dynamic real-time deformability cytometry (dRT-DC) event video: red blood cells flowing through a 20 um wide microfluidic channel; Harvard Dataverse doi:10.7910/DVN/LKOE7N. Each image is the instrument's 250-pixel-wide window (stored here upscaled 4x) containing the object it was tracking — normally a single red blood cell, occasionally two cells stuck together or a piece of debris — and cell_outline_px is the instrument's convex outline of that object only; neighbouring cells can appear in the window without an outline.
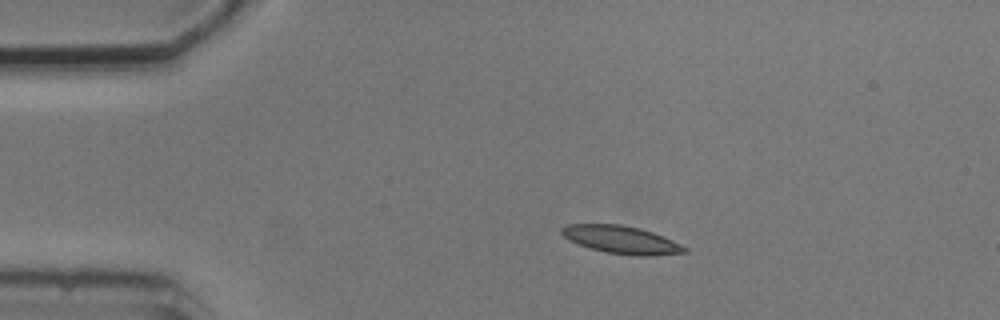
{"species": "common noctule bat (a hibernating species)", "species_latin": "Nyctalus noctula", "temperature_condition": "cold", "stored_images_in_passage": 3, "camera_frame_rate_fps": 3000, "um_per_image_px": 0.085, "animal": {"sex": "male", "body_mass_g": 20.5, "forearm_length_mm": 52.5}, "frame": {"image": 1, "passage_image": 1, "time_ms": 0.0, "image_size_px": [1000, 320], "cell_outline_px": [[688, 252], [648, 256], [636, 256], [608, 252], [592, 248], [568, 240], [560, 232], [560, 228], [568, 224], [620, 224], [640, 228], [652, 232], [672, 240], [688, 248]], "centroid_in_image_um": [52.82, 20.37], "position_along_channel_um": 32.2, "area_um2": 19.71}}
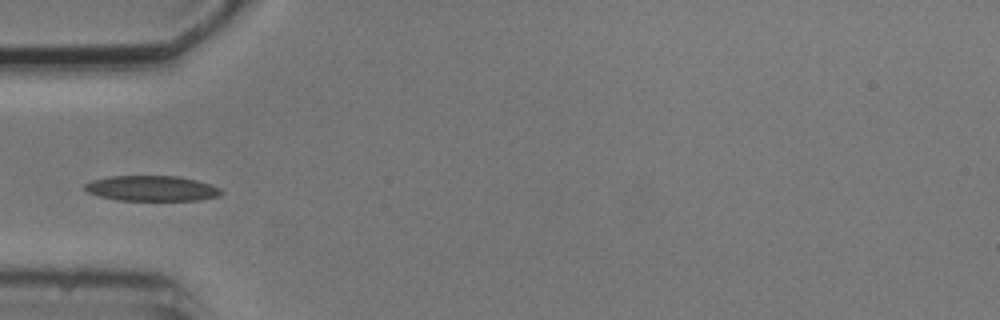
{"frame": {"image": 2, "passage_image": 3, "time_ms": 2.333, "image_size_px": [1000, 320], "cell_outline_px": [[224, 192], [220, 196], [200, 200], [116, 200], [100, 196], [88, 192], [84, 188], [84, 184], [92, 180], [108, 176], [180, 176], [212, 184], [220, 188]], "centroid_in_image_um": [12.93, 16.01], "position_along_channel_um": 72.1, "area_um2": 20.29}}